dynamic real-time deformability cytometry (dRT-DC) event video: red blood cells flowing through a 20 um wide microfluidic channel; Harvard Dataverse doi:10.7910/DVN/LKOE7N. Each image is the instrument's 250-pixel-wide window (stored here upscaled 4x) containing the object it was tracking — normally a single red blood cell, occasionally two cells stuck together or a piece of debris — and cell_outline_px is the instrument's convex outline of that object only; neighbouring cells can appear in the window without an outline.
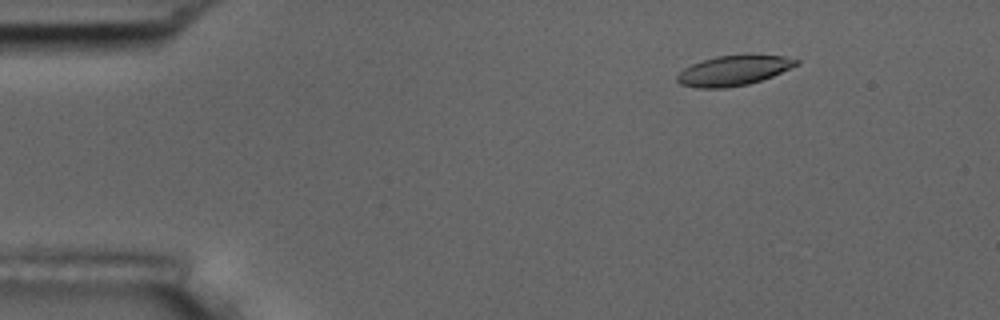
{"species": "common noctule bat (a hibernating species)", "species_latin": "Nyctalus noctula", "temperature_condition": "room temperature", "stored_images_in_passage": 6, "camera_frame_rate_fps": 3000, "um_per_image_px": 0.085, "animal": {"sex": "male", "body_mass_g": 17.5, "forearm_length_mm": 52.3}, "frame": {"image": 1, "passage_image": 2, "time_ms": 1.333, "image_size_px": [1000, 320], "cell_outline_px": [[800, 64], [772, 76], [748, 84], [728, 88], [696, 88], [680, 84], [676, 80], [676, 76], [684, 68], [692, 64], [716, 56], [744, 52], [748, 52], [784, 56], [800, 60]], "centroid_in_image_um": [62.4, 5.95], "position_along_channel_um": 22.6, "area_um2": 21.56}}
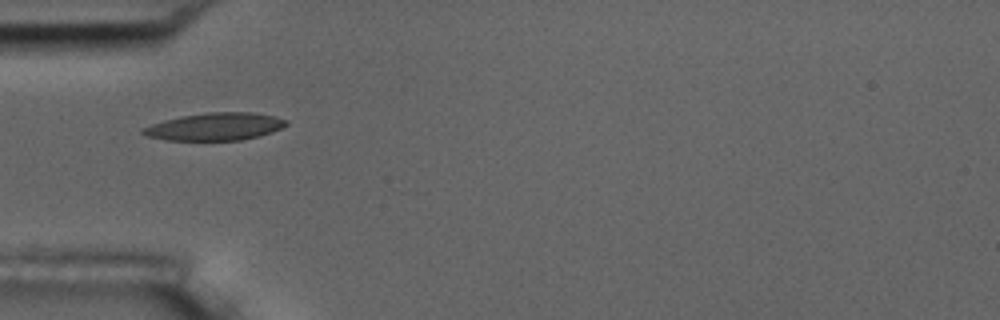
{"frame": {"image": 2, "passage_image": 5, "time_ms": 4.667, "image_size_px": [1000, 320], "cell_outline_px": [[288, 124], [272, 132], [260, 136], [240, 140], [168, 140], [148, 136], [140, 132], [140, 128], [164, 120], [180, 116], [204, 112], [252, 112], [276, 116], [288, 120]], "centroid_in_image_um": [18.29, 10.75], "position_along_channel_um": 66.7, "area_um2": 23.12}}